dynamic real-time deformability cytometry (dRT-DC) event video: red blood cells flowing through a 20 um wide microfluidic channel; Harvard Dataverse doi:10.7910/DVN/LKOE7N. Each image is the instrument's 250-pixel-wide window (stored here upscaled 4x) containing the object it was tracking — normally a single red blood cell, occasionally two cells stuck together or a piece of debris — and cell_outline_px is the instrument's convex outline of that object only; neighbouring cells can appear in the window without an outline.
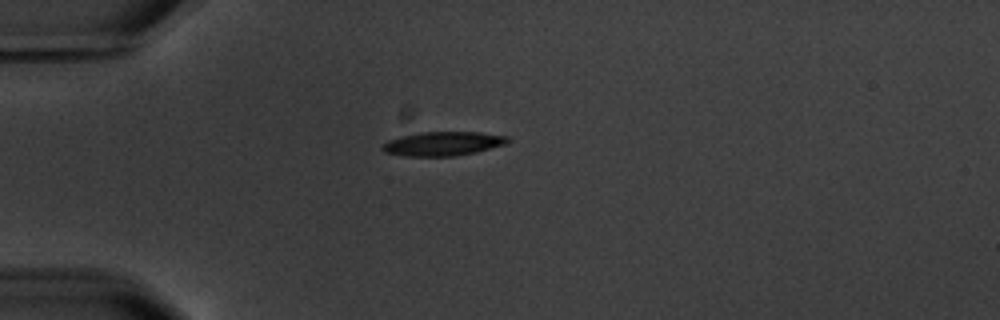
{"species": "common noctule bat (a hibernating species)", "species_latin": "Nyctalus noctula", "temperature_condition": "warm", "stored_images_in_passage": 2, "camera_frame_rate_fps": 3000, "um_per_image_px": 0.085, "animal": {"sex": "male", "body_mass_g": 20.1, "forearm_length_mm": 53.5}, "frame": {"image": 1, "passage_image": 1, "time_ms": 0.0, "image_size_px": [1000, 320], "cell_outline_px": [[512, 140], [508, 144], [476, 152], [456, 156], [404, 156], [384, 152], [380, 148], [388, 140], [400, 136], [420, 132], [480, 132], [508, 136]], "centroid_in_image_um": [37.69, 12.21], "position_along_channel_um": 47.3, "area_um2": 17.8}}